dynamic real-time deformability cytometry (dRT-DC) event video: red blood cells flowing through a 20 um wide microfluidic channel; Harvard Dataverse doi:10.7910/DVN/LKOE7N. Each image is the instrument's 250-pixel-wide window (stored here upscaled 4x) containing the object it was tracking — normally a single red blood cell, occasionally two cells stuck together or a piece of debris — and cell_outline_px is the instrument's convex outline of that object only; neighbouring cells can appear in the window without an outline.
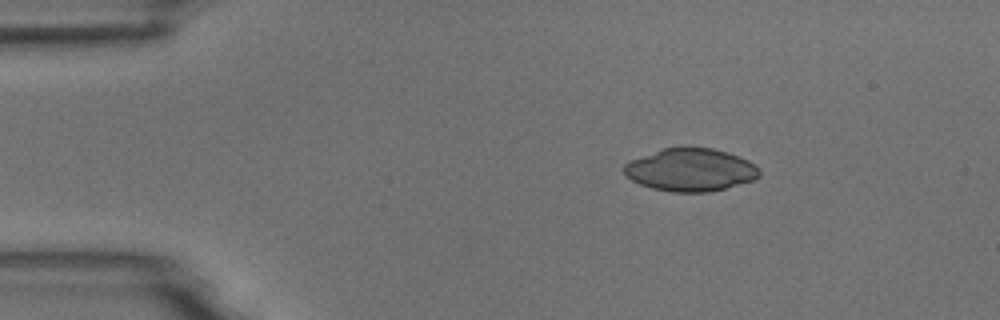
{"species": "common noctule bat (a hibernating species)", "species_latin": "Nyctalus noctula", "temperature_condition": "room temperature", "stored_images_in_passage": 5, "camera_frame_rate_fps": 3000, "um_per_image_px": 0.085, "animal": {"sex": "male", "body_mass_g": 18.8}, "frame": {"image": 1, "passage_image": 3, "time_ms": 2.333, "image_size_px": [1000, 320], "cell_outline_px": [[760, 176], [752, 180], [724, 188], [708, 192], [672, 192], [652, 188], [640, 184], [624, 176], [624, 164], [632, 160], [664, 148], [688, 144], [712, 148], [728, 152], [748, 160], [756, 164], [760, 168]], "centroid_in_image_um": [58.71, 14.4], "position_along_channel_um": 26.3, "area_um2": 34.16}}